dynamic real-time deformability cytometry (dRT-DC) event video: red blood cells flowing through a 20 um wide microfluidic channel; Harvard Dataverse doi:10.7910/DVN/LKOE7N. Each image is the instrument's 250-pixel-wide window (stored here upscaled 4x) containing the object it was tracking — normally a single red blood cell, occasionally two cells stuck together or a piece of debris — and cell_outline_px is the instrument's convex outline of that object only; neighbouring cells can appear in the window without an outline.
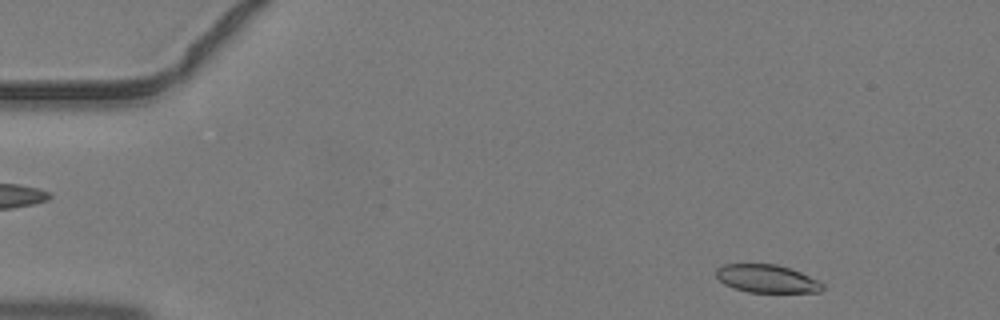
{"species": "common noctule bat (a hibernating species)", "species_latin": "Nyctalus noctula", "temperature_condition": "warm", "stored_images_in_passage": 3, "camera_frame_rate_fps": 3000, "um_per_image_px": 0.085, "animal": {"sex": "male", "body_mass_g": 19.2, "forearm_length_mm": 51.8}, "frame": {"image": 1, "passage_image": 1, "time_ms": 0.0, "image_size_px": [1000, 320], "cell_outline_px": [[824, 288], [820, 292], [748, 292], [724, 284], [716, 276], [716, 268], [724, 264], [776, 264], [800, 272], [824, 284]], "centroid_in_image_um": [65.17, 23.69], "position_along_channel_um": 19.8, "area_um2": 17.17}}